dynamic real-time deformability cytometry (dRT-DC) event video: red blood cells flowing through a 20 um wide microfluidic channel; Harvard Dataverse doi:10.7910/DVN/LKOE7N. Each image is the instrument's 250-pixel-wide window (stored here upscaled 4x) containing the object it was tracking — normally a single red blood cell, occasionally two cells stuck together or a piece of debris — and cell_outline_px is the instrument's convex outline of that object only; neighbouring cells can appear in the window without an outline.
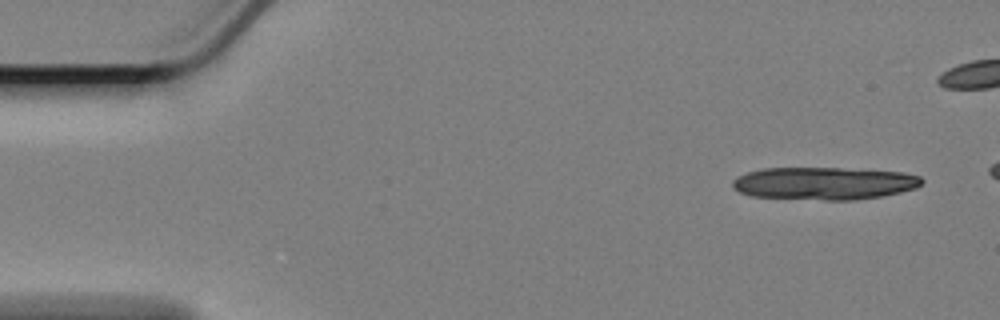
{"species": "Egyptian fruit bat (a non-hibernating species)", "species_latin": "Rousettus aegyptiacus", "temperature_condition": "cold", "stored_images_in_passage": 13, "camera_frame_rate_fps": 3000, "um_per_image_px": 0.085, "animal": {"sex": "female"}, "frame": {"image": 1, "passage_image": 1, "time_ms": 0.0, "image_size_px": [1000, 320], "cell_outline_px": [[924, 180], [916, 188], [900, 192], [880, 196], [856, 200], [824, 200], [752, 196], [740, 192], [732, 188], [732, 180], [748, 172], [764, 168], [840, 168], [900, 172], [920, 176]], "centroid_in_image_um": [70.04, 15.58], "position_along_channel_um": 15.0, "area_um2": 35.78}}